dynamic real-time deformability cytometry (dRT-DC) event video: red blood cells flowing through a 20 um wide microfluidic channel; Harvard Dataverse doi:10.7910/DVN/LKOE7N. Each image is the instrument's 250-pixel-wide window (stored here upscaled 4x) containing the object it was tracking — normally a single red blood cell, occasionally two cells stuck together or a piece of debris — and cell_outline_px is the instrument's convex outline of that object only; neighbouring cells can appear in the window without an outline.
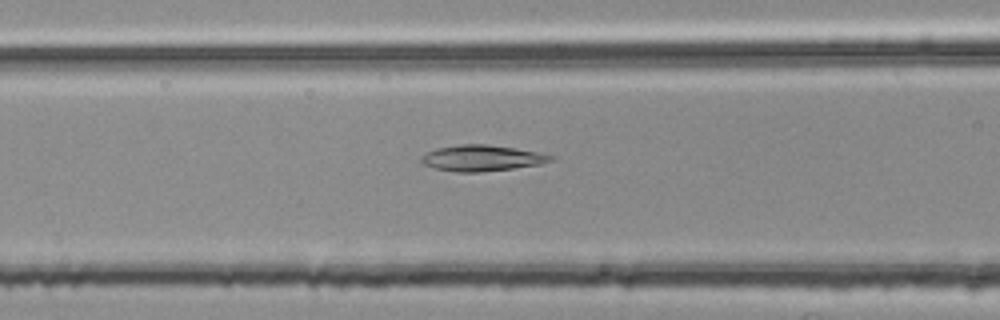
{"species": "common noctule bat (a hibernating species)", "species_latin": "Nyctalus noctula", "temperature_condition": "room temperature", "stored_images_in_passage": 41, "camera_frame_rate_fps": 3000, "um_per_image_px": 0.085, "animal": {"sex": "female", "body_mass_g": 25.1}, "frame": {"image": 1, "passage_image": 9, "time_ms": 2.667, "image_size_px": [1000, 320], "cell_outline_px": [[556, 156], [552, 160], [540, 164], [512, 168], [480, 172], [456, 172], [436, 168], [424, 164], [420, 160], [420, 156], [436, 148], [460, 144], [488, 144], [536, 152]], "centroid_in_image_um": [40.93, 13.43], "position_along_channel_um": 125.7, "area_um2": 19.36}}
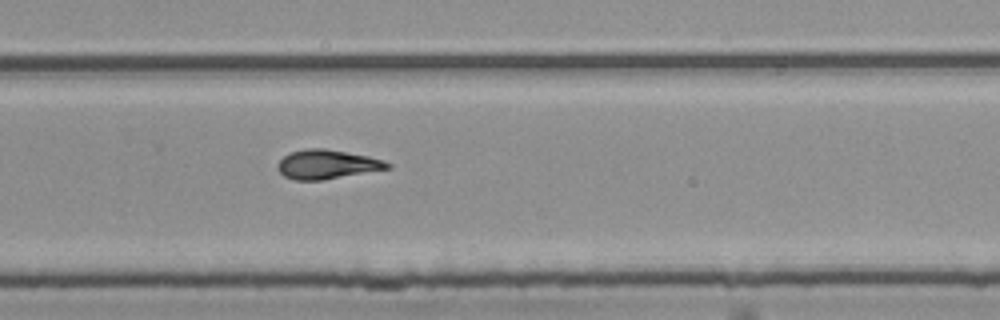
{"frame": {"image": 2, "passage_image": 23, "time_ms": 7.333, "image_size_px": [1000, 320], "cell_outline_px": [[392, 168], [320, 180], [296, 180], [284, 176], [276, 168], [276, 164], [288, 152], [304, 148], [324, 148], [368, 156], [384, 160], [392, 164]], "centroid_in_image_um": [27.78, 13.96], "position_along_channel_um": 302.0, "area_um2": 18.73}}
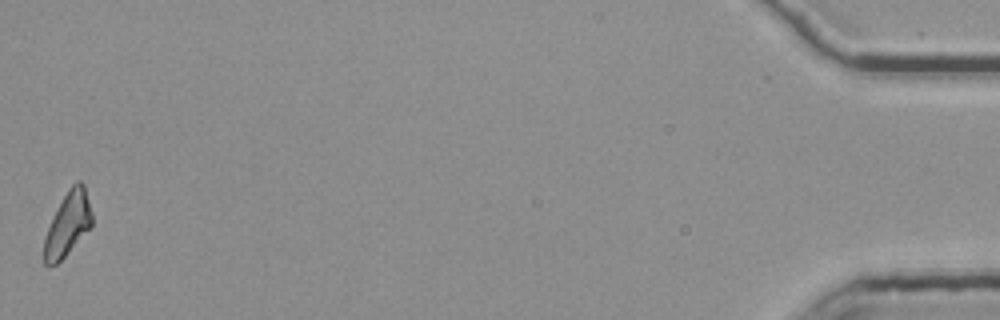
{"frame": {"image": 3, "passage_image": 41, "time_ms": 13.333, "image_size_px": [1000, 320], "cell_outline_px": [[92, 224], [64, 256], [56, 264], [44, 264], [44, 236], [68, 188], [76, 180], [80, 180], [84, 184], [92, 212]], "centroid_in_image_um": [5.77, 19.0], "position_along_channel_um": 429.4, "area_um2": 17.17}, "authors_computed_cell_mechanics": {"area_um2": 18.496, "velocity_mm_per_s": 3.7909, "shape_relaxation_time_tau1_ms": null, "shape_relaxation_time_tau2_ms": 2.6258, "deformation_change_tau1": null, "deformation_change_tau2": 0.1133}}